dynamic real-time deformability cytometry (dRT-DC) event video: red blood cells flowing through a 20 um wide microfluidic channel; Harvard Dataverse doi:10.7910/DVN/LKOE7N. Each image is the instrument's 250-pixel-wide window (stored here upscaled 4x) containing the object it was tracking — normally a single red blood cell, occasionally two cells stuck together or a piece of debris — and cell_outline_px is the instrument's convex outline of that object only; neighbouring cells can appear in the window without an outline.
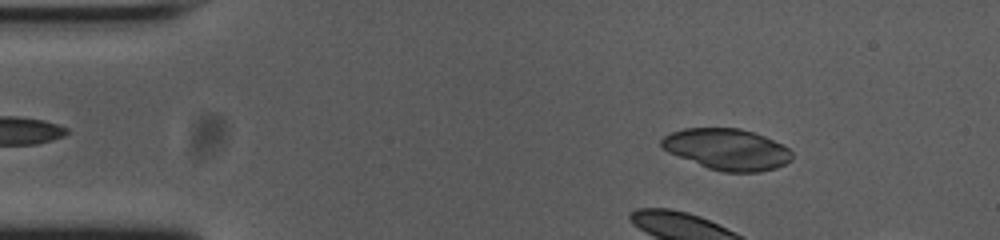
{"species": "common noctule bat (a hibernating species)", "species_latin": "Nyctalus noctula", "temperature_condition": "cold", "stored_images_in_passage": 43, "camera_frame_rate_fps": 3000, "um_per_image_px": 0.085, "animal": {"sex": "female", "body_mass_g": 23.0, "forearm_length_mm": 53.4}, "frame": {"image": 1, "passage_image": 7, "time_ms": 2.0, "image_size_px": [1000, 240], "cell_outline_px": [[792, 160], [776, 168], [760, 172], [724, 172], [708, 168], [668, 152], [660, 144], [660, 140], [664, 136], [672, 132], [684, 128], [740, 128], [756, 132], [788, 148], [792, 152]], "centroid_in_image_um": [61.8, 12.69], "position_along_channel_um": 23.2, "area_um2": 31.27}}